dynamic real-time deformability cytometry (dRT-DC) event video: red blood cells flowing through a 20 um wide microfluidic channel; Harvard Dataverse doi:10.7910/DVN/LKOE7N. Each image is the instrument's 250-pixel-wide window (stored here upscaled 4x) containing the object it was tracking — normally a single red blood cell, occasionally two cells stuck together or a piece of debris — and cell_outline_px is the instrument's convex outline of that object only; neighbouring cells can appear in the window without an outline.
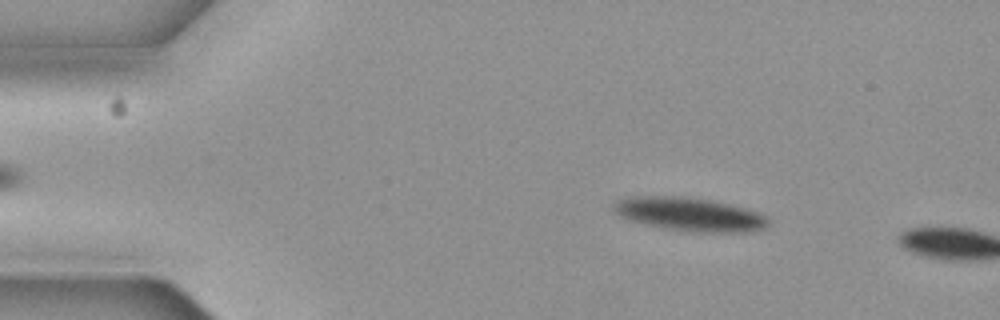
{"species": "common noctule bat (a hibernating species)", "species_latin": "Nyctalus noctula", "temperature_condition": "cold", "stored_images_in_passage": 3, "camera_frame_rate_fps": 3000, "um_per_image_px": 0.085, "animal": {"sex": "female", "body_mass_g": 19.3, "forearm_length_mm": 54.1}, "frame": {"image": 1, "passage_image": 2, "time_ms": 0.333, "image_size_px": [1000, 320], "cell_outline_px": [[768, 224], [760, 228], [744, 232], [692, 232], [668, 228], [628, 220], [620, 216], [612, 208], [612, 204], [616, 200], [628, 196], [680, 196], [716, 200], [744, 208], [756, 212], [764, 216], [768, 220]], "centroid_in_image_um": [58.55, 18.19], "position_along_channel_um": 26.5, "area_um2": 30.0}}